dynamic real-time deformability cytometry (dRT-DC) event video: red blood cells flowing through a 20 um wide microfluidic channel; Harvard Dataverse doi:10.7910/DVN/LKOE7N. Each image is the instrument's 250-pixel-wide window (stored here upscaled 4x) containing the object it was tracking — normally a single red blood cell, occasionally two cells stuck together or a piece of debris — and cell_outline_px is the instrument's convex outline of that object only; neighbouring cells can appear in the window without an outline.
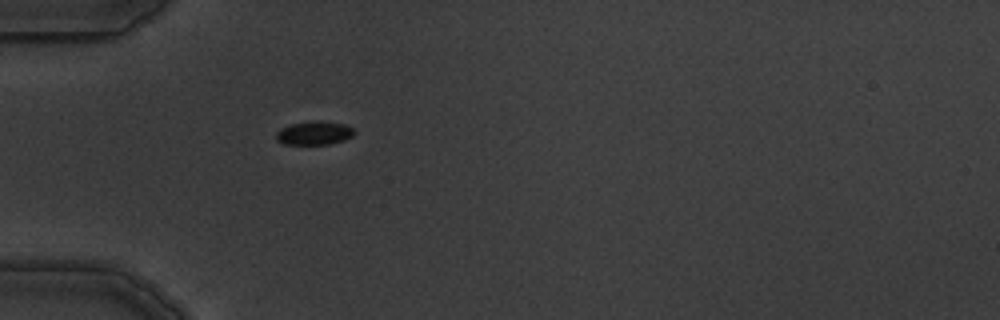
{"species": "common noctule bat (a hibernating species)", "species_latin": "Nyctalus noctula", "temperature_condition": "warm", "stored_images_in_passage": 1, "camera_frame_rate_fps": 3000, "um_per_image_px": 0.085, "animal": {"sex": "male", "body_mass_g": 19.5, "forearm_length_mm": 54.6}, "frame": {"image": 1, "passage_image": 1, "time_ms": 0.0, "image_size_px": [1000, 320], "cell_outline_px": [[356, 132], [352, 136], [344, 140], [328, 144], [284, 144], [276, 140], [276, 132], [280, 128], [292, 124], [312, 120], [320, 120], [344, 124], [352, 128]], "centroid_in_image_um": [26.7, 11.3], "position_along_channel_um": 58.3, "area_um2": 10.81}}